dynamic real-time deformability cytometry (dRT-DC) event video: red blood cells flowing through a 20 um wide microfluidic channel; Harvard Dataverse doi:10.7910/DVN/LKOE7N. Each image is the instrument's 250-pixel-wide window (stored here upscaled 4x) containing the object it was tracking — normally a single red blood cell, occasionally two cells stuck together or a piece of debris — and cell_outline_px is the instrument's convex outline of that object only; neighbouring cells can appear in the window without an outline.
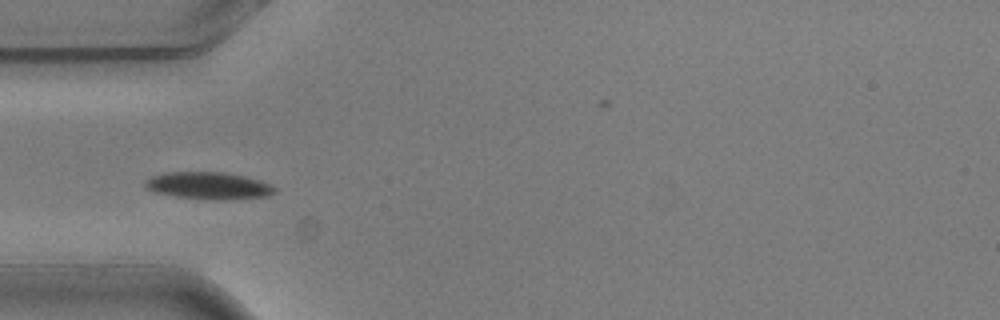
{"species": "common noctule bat (a hibernating species)", "species_latin": "Nyctalus noctula", "temperature_condition": "warm", "stored_images_in_passage": 8, "camera_frame_rate_fps": 3000, "um_per_image_px": 0.085, "animal": {"sex": "male", "body_mass_g": 20.5, "forearm_length_mm": 52.5}, "frame": {"image": 1, "passage_image": 5, "time_ms": 1.333, "image_size_px": [1000, 320], "cell_outline_px": [[276, 192], [268, 196], [232, 200], [208, 200], [176, 196], [152, 192], [144, 188], [144, 180], [152, 176], [164, 172], [224, 172], [244, 176], [260, 180], [272, 184], [276, 188]], "centroid_in_image_um": [17.72, 15.79], "position_along_channel_um": 67.3, "area_um2": 20.98}}
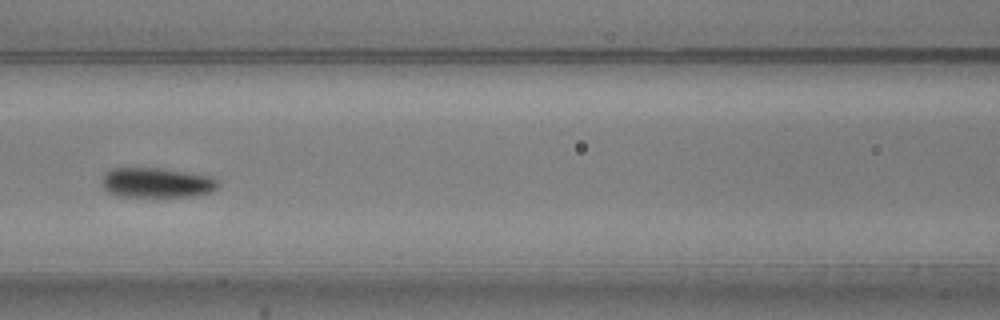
{"frame": {"image": 2, "passage_image": 7, "time_ms": 2.0, "image_size_px": [1000, 320], "cell_outline_px": [[220, 184], [212, 192], [192, 196], [116, 196], [108, 192], [104, 188], [104, 172], [112, 168], [160, 168], [212, 176]], "centroid_in_image_um": [13.34, 15.52], "position_along_channel_um": 153.3, "area_um2": 20.11}}
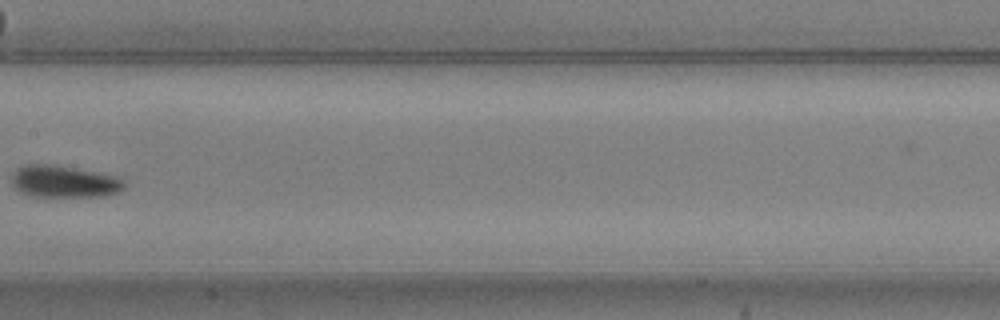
{"frame": {"image": 3, "passage_image": 8, "time_ms": 2.333, "image_size_px": [1000, 320], "cell_outline_px": [[124, 188], [120, 192], [104, 196], [32, 196], [20, 192], [12, 184], [12, 176], [16, 168], [28, 164], [60, 164], [116, 176], [124, 180]], "centroid_in_image_um": [5.46, 15.41], "position_along_channel_um": 201.9, "area_um2": 21.21}}